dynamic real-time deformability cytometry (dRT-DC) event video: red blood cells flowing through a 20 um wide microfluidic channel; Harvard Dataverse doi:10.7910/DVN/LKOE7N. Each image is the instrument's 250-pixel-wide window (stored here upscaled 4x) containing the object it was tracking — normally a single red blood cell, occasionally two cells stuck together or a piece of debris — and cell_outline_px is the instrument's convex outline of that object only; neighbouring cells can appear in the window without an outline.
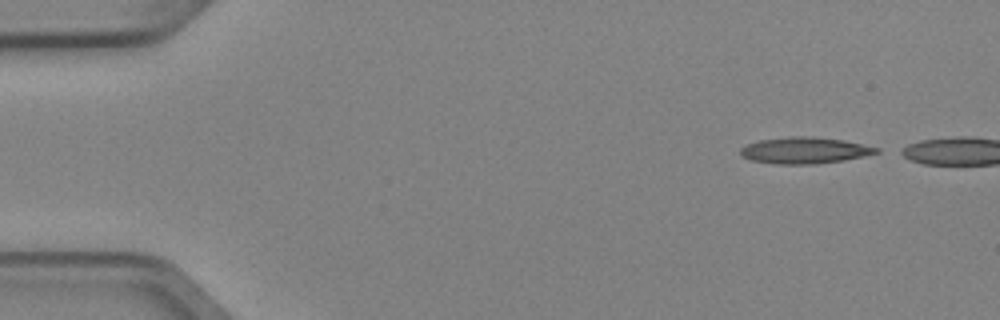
{"species": "Egyptian fruit bat (a non-hibernating species)", "species_latin": "Rousettus aegyptiacus", "temperature_condition": "cold", "stored_images_in_passage": 2, "camera_frame_rate_fps": 3000, "um_per_image_px": 0.085, "animal": {"sex": "female"}, "frame": {"image": 1, "passage_image": 1, "time_ms": 0.0, "image_size_px": [1000, 320], "cell_outline_px": [[880, 152], [864, 156], [844, 160], [816, 164], [776, 164], [752, 160], [740, 156], [740, 148], [748, 144], [760, 140], [792, 136], [812, 136], [844, 140], [880, 148]], "centroid_in_image_um": [68.4, 12.78], "position_along_channel_um": 16.6, "area_um2": 20.92}}